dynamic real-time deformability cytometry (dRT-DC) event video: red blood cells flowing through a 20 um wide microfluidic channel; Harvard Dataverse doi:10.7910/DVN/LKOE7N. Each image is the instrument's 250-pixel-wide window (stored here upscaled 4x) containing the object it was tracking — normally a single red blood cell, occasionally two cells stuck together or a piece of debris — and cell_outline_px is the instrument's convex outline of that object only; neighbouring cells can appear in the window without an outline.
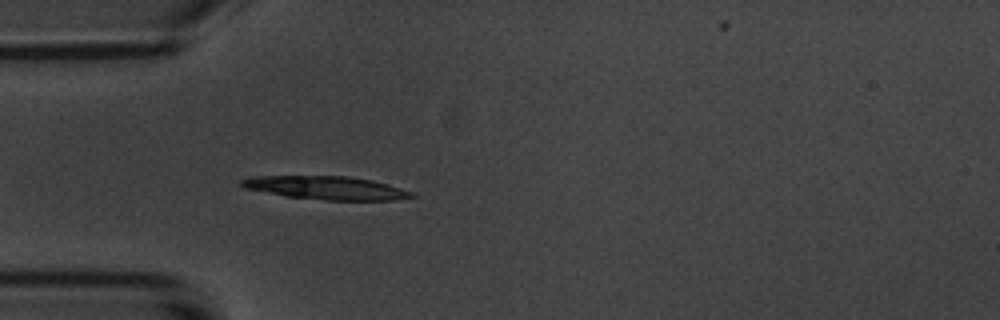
{"species": "common noctule bat (a hibernating species)", "species_latin": "Nyctalus noctula", "temperature_condition": "room temperature", "stored_images_in_passage": 4, "camera_frame_rate_fps": 3000, "um_per_image_px": 0.085, "animal": {"sex": "male", "body_mass_g": 20.1, "forearm_length_mm": 53.5}, "frame": {"image": 1, "passage_image": 3, "time_ms": 2.333, "image_size_px": [1000, 320], "cell_outline_px": [[416, 196], [396, 200], [324, 200], [288, 196], [244, 188], [240, 184], [240, 180], [248, 176], [348, 176], [372, 180], [388, 184], [416, 192]], "centroid_in_image_um": [27.77, 15.96], "position_along_channel_um": 57.2, "area_um2": 23.18}}